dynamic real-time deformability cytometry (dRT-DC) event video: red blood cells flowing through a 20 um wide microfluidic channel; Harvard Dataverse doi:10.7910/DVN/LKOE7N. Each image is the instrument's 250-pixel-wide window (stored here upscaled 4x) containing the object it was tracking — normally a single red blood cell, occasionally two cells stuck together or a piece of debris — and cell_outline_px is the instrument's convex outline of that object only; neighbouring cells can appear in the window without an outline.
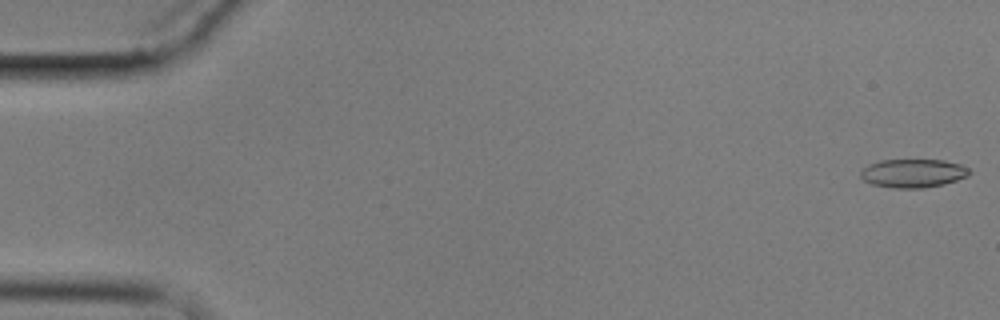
{"species": "common noctule bat (a hibernating species)", "species_latin": "Nyctalus noctula", "temperature_condition": "cold", "stored_images_in_passage": 5, "camera_frame_rate_fps": 3000, "um_per_image_px": 0.085, "animal": {"sex": "male", "body_mass_g": 17.9}, "frame": {"image": 1, "passage_image": 1, "time_ms": 0.0, "image_size_px": [1000, 320], "cell_outline_px": [[972, 172], [968, 176], [944, 184], [924, 188], [892, 188], [872, 184], [864, 180], [860, 176], [860, 172], [868, 164], [880, 160], [944, 160], [960, 164], [968, 168]], "centroid_in_image_um": [77.61, 14.72], "position_along_channel_um": 7.4, "area_um2": 18.15}}
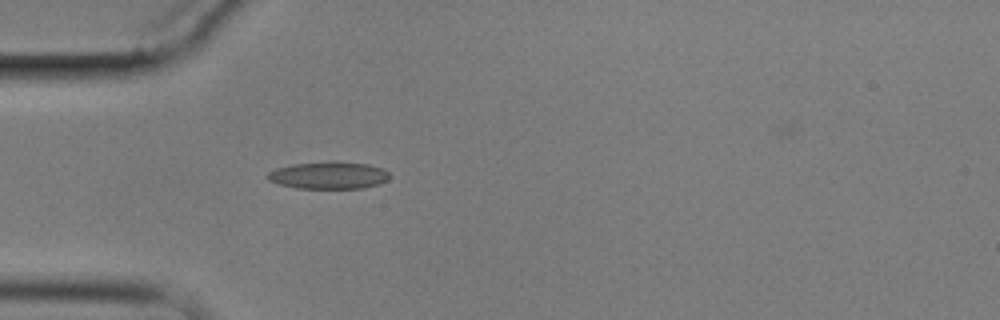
{"frame": {"image": 2, "passage_image": 5, "time_ms": 5.333, "image_size_px": [1000, 320], "cell_outline_px": [[388, 180], [380, 184], [364, 188], [296, 188], [280, 184], [268, 180], [264, 176], [268, 172], [276, 168], [292, 164], [332, 160], [336, 160], [368, 164], [384, 168], [388, 172]], "centroid_in_image_um": [27.94, 14.88], "position_along_channel_um": 57.1, "area_um2": 19.77}}